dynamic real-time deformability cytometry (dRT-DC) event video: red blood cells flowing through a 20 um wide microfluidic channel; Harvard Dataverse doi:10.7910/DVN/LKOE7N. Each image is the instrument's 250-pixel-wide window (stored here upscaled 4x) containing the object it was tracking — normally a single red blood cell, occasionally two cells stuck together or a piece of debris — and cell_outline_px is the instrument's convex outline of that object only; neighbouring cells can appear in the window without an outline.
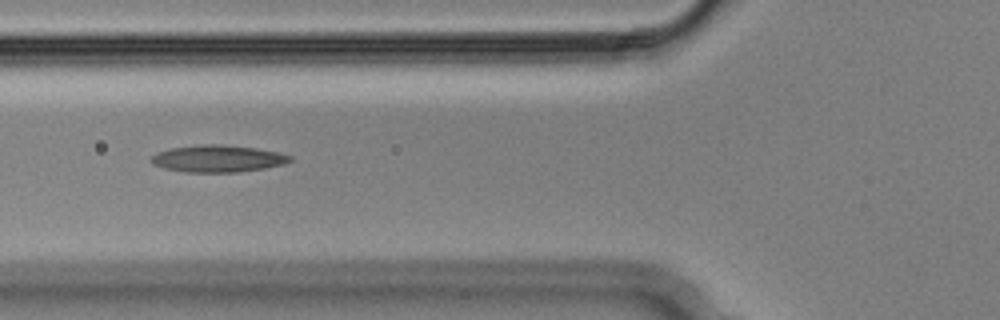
{"species": "Egyptian fruit bat (a non-hibernating species)", "species_latin": "Rousettus aegyptiacus", "temperature_condition": "cold", "stored_images_in_passage": 7, "camera_frame_rate_fps": 3000, "um_per_image_px": 0.085, "animal": {"sex": "male"}, "frame": {"image": 1, "passage_image": 3, "time_ms": 0.667, "image_size_px": [1000, 320], "cell_outline_px": [[292, 160], [284, 164], [264, 168], [240, 172], [184, 172], [164, 168], [152, 164], [152, 156], [156, 152], [168, 148], [204, 144], [220, 144], [256, 148], [280, 152], [292, 156]], "centroid_in_image_um": [18.52, 13.48], "position_along_channel_um": 107.3, "area_um2": 21.96}}
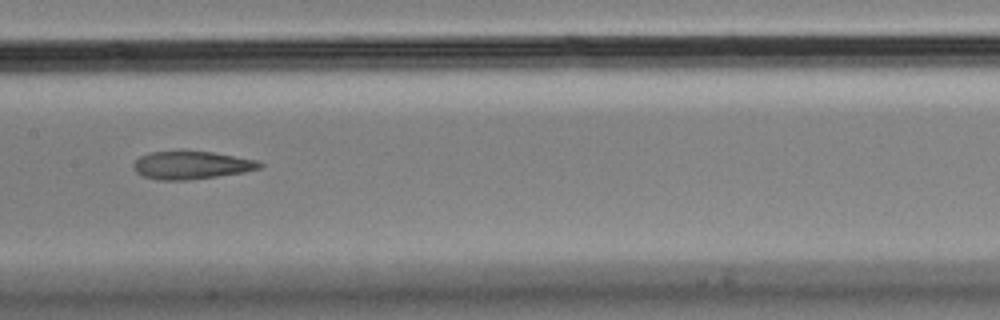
{"frame": {"image": 2, "passage_image": 5, "time_ms": 1.333, "image_size_px": [1000, 320], "cell_outline_px": [[264, 164], [260, 168], [244, 172], [216, 176], [184, 180], [160, 180], [144, 176], [136, 172], [132, 168], [132, 164], [140, 156], [148, 152], [212, 152], [260, 160]], "centroid_in_image_um": [16.29, 14.04], "position_along_channel_um": 191.1, "area_um2": 20.35}}
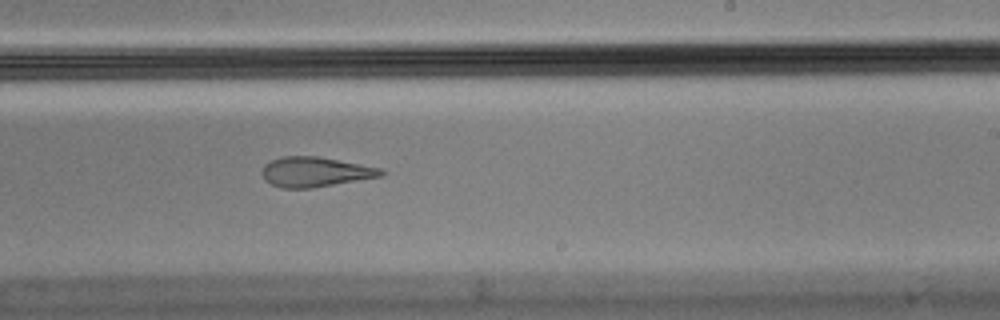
{"frame": {"image": 3, "passage_image": 7, "time_ms": 2.0, "image_size_px": [1000, 320], "cell_outline_px": [[388, 172], [384, 176], [312, 188], [280, 188], [264, 180], [260, 172], [264, 164], [272, 160], [284, 156], [316, 156], [384, 168]], "centroid_in_image_um": [26.83, 14.62], "position_along_channel_um": 262.2, "area_um2": 21.04}}